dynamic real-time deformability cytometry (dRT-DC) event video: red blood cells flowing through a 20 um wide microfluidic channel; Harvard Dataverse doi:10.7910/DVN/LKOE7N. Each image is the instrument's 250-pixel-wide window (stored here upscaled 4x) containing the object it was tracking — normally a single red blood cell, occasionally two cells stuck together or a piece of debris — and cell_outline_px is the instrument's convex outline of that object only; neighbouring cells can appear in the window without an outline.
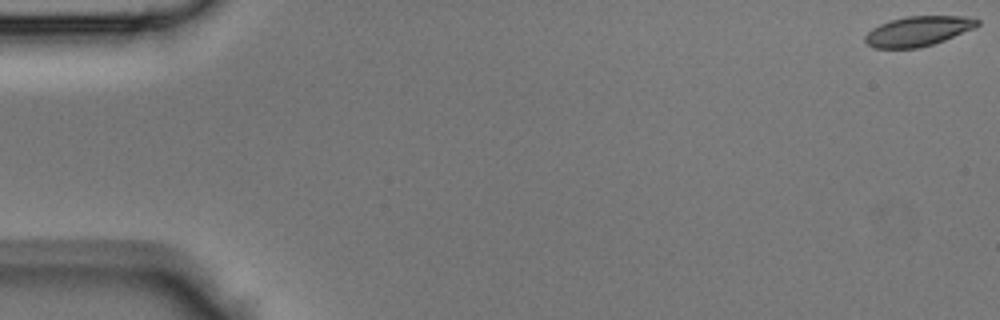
{"species": "Egyptian fruit bat (a non-hibernating species)", "species_latin": "Rousettus aegyptiacus", "temperature_condition": "room temperature", "stored_images_in_passage": 45, "camera_frame_rate_fps": 3000, "um_per_image_px": 0.085, "animal": {"sex": "male"}, "frame": {"image": 1, "passage_image": 1, "time_ms": 0.0, "image_size_px": [1000, 320], "cell_outline_px": [[980, 24], [976, 28], [944, 40], [920, 48], [872, 48], [864, 40], [864, 36], [872, 28], [888, 20], [904, 16], [964, 16], [980, 20]], "centroid_in_image_um": [78.03, 2.64], "position_along_channel_um": 7.0, "area_um2": 19.71}}
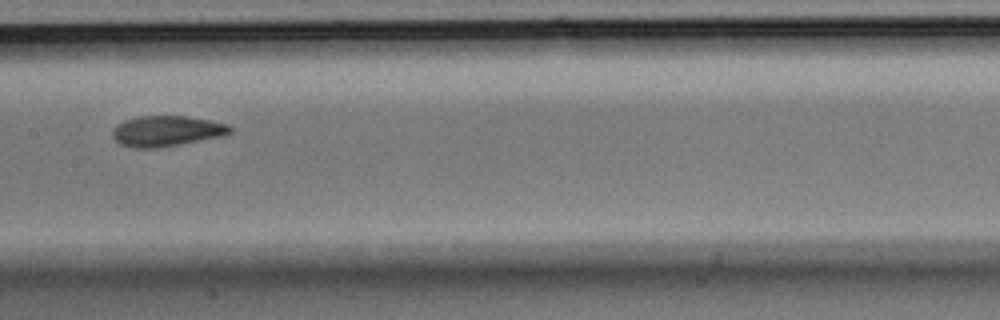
{"frame": {"image": 2, "passage_image": 23, "time_ms": 7.333, "image_size_px": [1000, 320], "cell_outline_px": [[232, 132], [224, 136], [156, 148], [132, 148], [120, 144], [112, 136], [112, 128], [124, 120], [140, 116], [184, 116], [208, 120], [228, 124], [232, 128]], "centroid_in_image_um": [14.15, 11.14], "position_along_channel_um": 193.3, "area_um2": 20.92}}
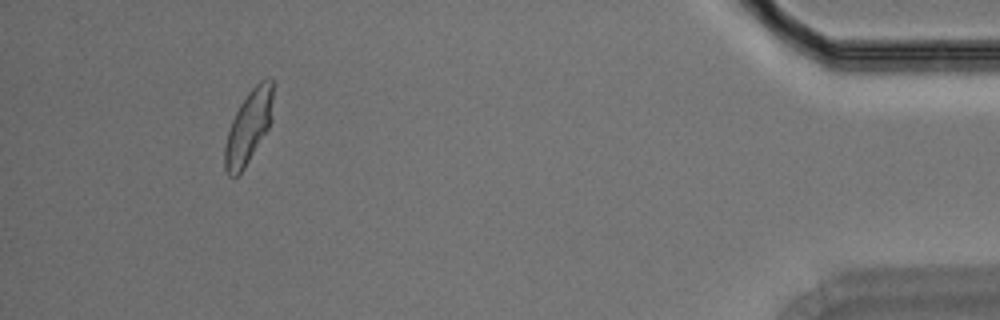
{"frame": {"image": 3, "passage_image": 42, "time_ms": 13.667, "image_size_px": [1000, 320], "cell_outline_px": [[272, 120], [268, 128], [244, 168], [236, 176], [228, 176], [224, 168], [224, 144], [232, 120], [240, 104], [248, 92], [260, 80], [268, 76], [272, 80]], "centroid_in_image_um": [21.11, 10.78], "position_along_channel_um": 414.1, "area_um2": 20.35}}